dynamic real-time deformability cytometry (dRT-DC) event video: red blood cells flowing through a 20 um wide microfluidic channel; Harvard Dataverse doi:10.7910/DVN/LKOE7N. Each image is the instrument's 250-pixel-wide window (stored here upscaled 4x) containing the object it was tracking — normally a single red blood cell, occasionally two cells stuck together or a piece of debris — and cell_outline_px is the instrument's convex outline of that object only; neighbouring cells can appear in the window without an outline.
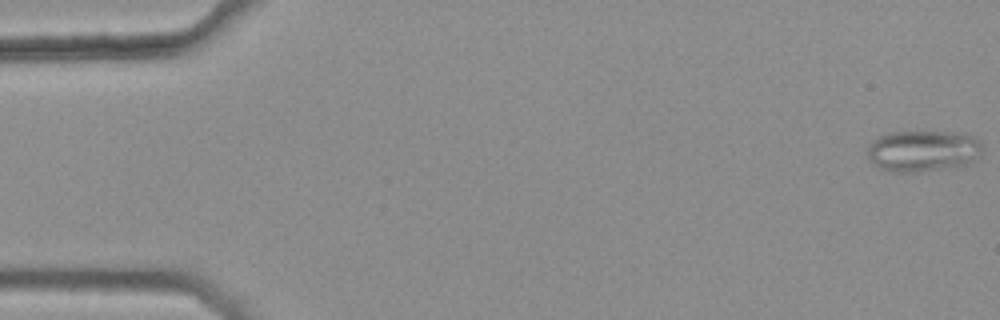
{"species": "common noctule bat (a hibernating species)", "species_latin": "Nyctalus noctula", "temperature_condition": "warm", "stored_images_in_passage": 47, "camera_frame_rate_fps": 3000, "um_per_image_px": 0.085, "animal": {"sex": "female", "body_mass_g": 25.1}, "frame": {"image": 1, "passage_image": 1, "time_ms": 0.0, "image_size_px": [1000, 320], "cell_outline_px": [[980, 152], [968, 164], [912, 172], [888, 172], [880, 168], [868, 156], [868, 144], [872, 140], [888, 132], [948, 132], [972, 136], [980, 140]], "centroid_in_image_um": [78.39, 12.82], "position_along_channel_um": 6.6, "area_um2": 27.11}}
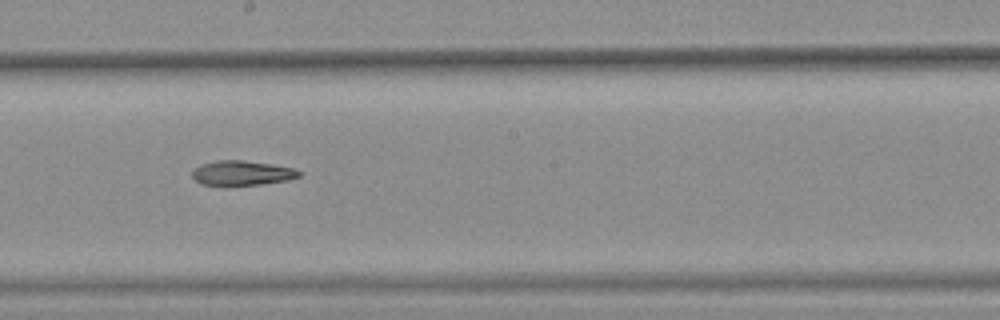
{"frame": {"image": 2, "passage_image": 30, "time_ms": 9.667, "image_size_px": [1000, 320], "cell_outline_px": [[300, 176], [288, 180], [260, 184], [200, 184], [192, 176], [192, 168], [200, 164], [216, 160], [244, 160], [272, 164], [292, 168], [300, 172]], "centroid_in_image_um": [20.53, 14.68], "position_along_channel_um": 227.7, "area_um2": 15.14}}
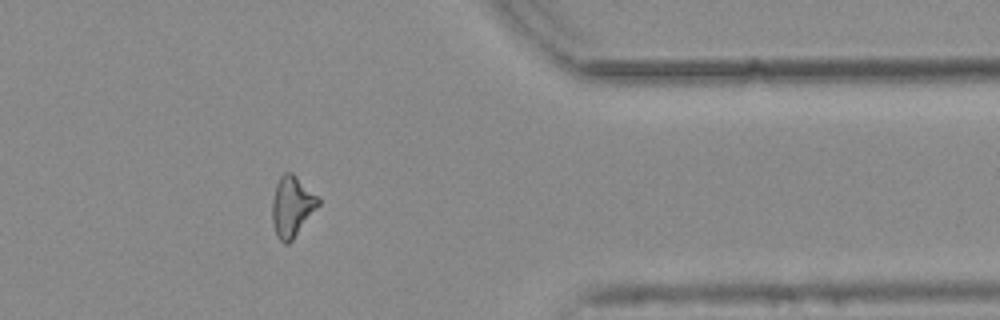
{"frame": {"image": 3, "passage_image": 44, "time_ms": 14.333, "image_size_px": [1000, 320], "cell_outline_px": [[320, 204], [292, 240], [288, 244], [284, 244], [276, 236], [272, 220], [272, 200], [276, 184], [280, 176], [284, 172], [292, 172], [320, 196]], "centroid_in_image_um": [24.83, 17.52], "position_along_channel_um": 386.6, "area_um2": 16.47}}